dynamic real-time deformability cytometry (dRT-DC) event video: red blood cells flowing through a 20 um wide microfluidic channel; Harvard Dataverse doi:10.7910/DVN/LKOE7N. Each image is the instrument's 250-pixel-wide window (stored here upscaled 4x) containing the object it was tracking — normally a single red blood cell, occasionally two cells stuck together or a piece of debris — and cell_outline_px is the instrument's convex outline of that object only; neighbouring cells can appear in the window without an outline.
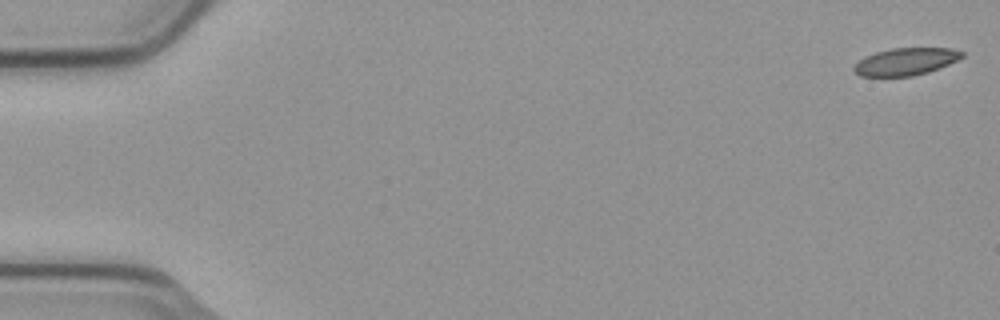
{"species": "common noctule bat (a hibernating species)", "species_latin": "Nyctalus noctula", "temperature_condition": "cold", "stored_images_in_passage": 16, "camera_frame_rate_fps": 3000, "um_per_image_px": 0.085, "animal": {"sex": "male", "body_mass_g": 23.1, "forearm_length_mm": 52.7}, "frame": {"image": 1, "passage_image": 1, "time_ms": 0.0, "image_size_px": [1000, 320], "cell_outline_px": [[964, 56], [948, 64], [928, 72], [912, 76], [860, 76], [852, 68], [864, 56], [876, 52], [892, 48], [952, 48], [964, 52]], "centroid_in_image_um": [76.99, 5.23], "position_along_channel_um": 8.0, "area_um2": 17.05}}
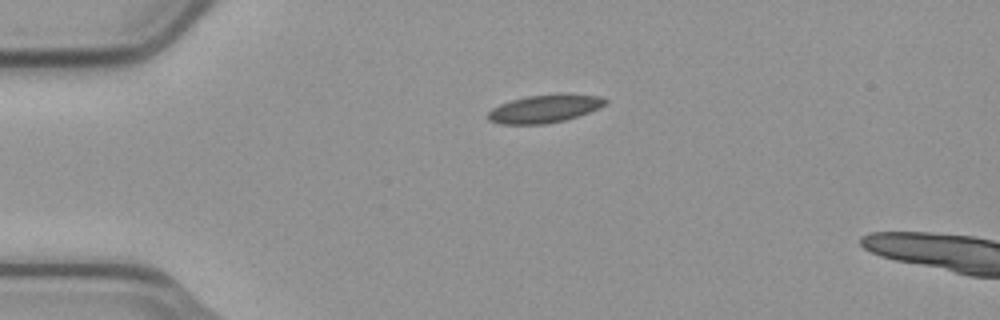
{"frame": {"image": 2, "passage_image": 13, "time_ms": 4.0, "image_size_px": [1000, 320], "cell_outline_px": [[608, 100], [604, 104], [588, 112], [564, 120], [544, 124], [500, 124], [488, 120], [488, 112], [492, 108], [500, 104], [512, 100], [528, 96], [556, 92], [568, 92], [600, 96]], "centroid_in_image_um": [46.29, 9.21], "position_along_channel_um": 38.7, "area_um2": 19.31}}